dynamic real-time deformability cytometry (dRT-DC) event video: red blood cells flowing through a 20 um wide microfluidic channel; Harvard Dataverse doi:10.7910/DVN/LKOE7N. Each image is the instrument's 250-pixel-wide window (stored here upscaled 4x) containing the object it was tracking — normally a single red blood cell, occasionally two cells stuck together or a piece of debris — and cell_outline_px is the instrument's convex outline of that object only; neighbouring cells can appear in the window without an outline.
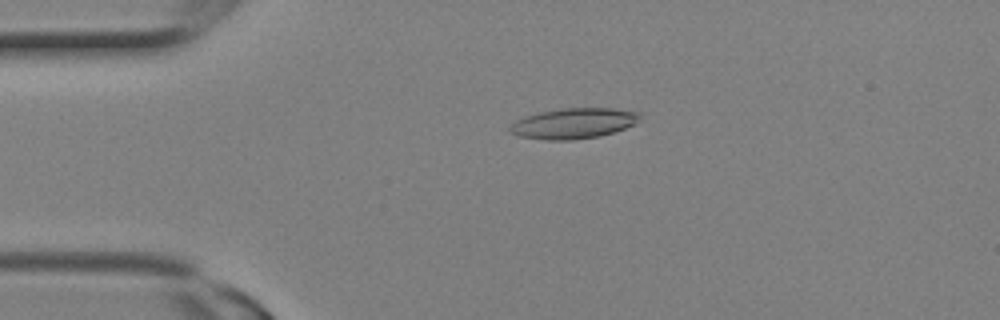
{"species": "Egyptian fruit bat (a non-hibernating species)", "species_latin": "Rousettus aegyptiacus", "temperature_condition": "room temperature", "stored_images_in_passage": 8, "camera_frame_rate_fps": 3000, "um_per_image_px": 0.085, "animal": {"sex": "female"}, "frame": {"image": 1, "passage_image": 6, "time_ms": 1.667, "image_size_px": [1000, 320], "cell_outline_px": [[640, 116], [632, 124], [624, 128], [600, 136], [572, 140], [548, 140], [516, 136], [508, 132], [508, 128], [516, 120], [540, 112], [564, 108], [612, 108], [640, 112]], "centroid_in_image_um": [48.7, 10.49], "position_along_channel_um": 36.3, "area_um2": 22.89}}